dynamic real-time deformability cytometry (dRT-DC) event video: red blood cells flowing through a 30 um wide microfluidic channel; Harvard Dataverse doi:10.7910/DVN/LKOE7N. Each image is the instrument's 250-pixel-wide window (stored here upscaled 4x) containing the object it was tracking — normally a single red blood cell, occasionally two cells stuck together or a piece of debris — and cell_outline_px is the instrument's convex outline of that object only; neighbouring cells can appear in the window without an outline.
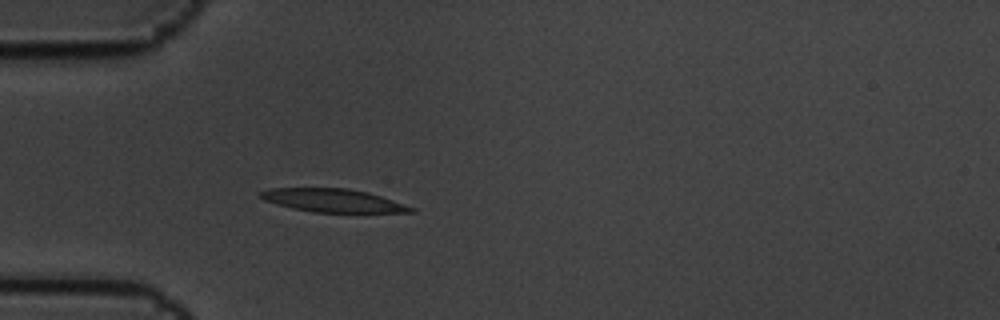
{"species": "common noctule bat (a hibernating species)", "species_latin": "Nyctalus noctula", "temperature_condition": "cold", "stored_images_in_passage": 5, "camera_frame_rate_fps": 3000, "um_per_image_px": 0.085, "animal": {"sex": "male", "body_mass_g": 19.5, "forearm_length_mm": 54.6}, "frame": {"image": 1, "passage_image": 5, "time_ms": 1.333, "image_size_px": [1000, 320], "cell_outline_px": [[416, 212], [312, 212], [292, 208], [264, 200], [260, 196], [260, 192], [272, 188], [348, 188], [368, 192], [416, 208]], "centroid_in_image_um": [28.32, 17.04], "position_along_channel_um": 56.7, "area_um2": 20.11}}